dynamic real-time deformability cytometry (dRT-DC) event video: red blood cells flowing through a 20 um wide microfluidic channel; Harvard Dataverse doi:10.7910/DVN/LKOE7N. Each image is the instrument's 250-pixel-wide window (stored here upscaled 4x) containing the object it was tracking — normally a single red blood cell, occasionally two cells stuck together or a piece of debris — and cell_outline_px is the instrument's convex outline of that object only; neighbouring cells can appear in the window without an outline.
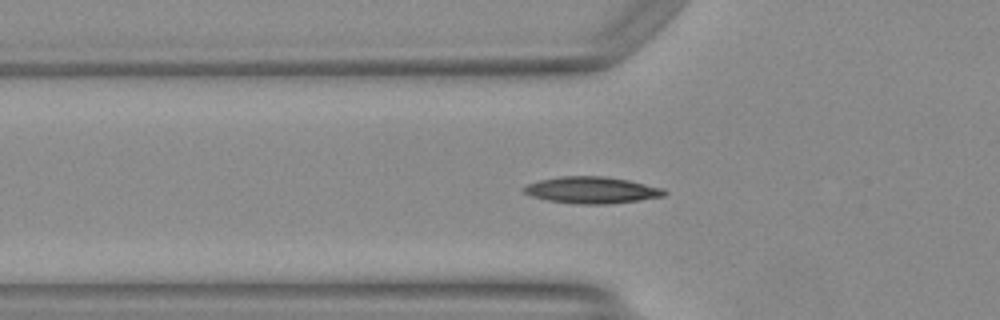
{"species": "Egyptian fruit bat (a non-hibernating species)", "species_latin": "Rousettus aegyptiacus", "temperature_condition": "warm", "stored_images_in_passage": 24, "camera_frame_rate_fps": 3000, "um_per_image_px": 0.085, "animal": {"sex": "female"}, "frame": {"image": 1, "passage_image": 17, "time_ms": 5.333, "image_size_px": [1000, 320], "cell_outline_px": [[668, 192], [664, 196], [640, 200], [608, 204], [576, 204], [548, 200], [532, 196], [524, 192], [524, 188], [528, 184], [540, 180], [560, 176], [604, 176], [628, 180], [664, 188]], "centroid_in_image_um": [50.34, 16.16], "position_along_channel_um": 75.5, "area_um2": 21.73}}
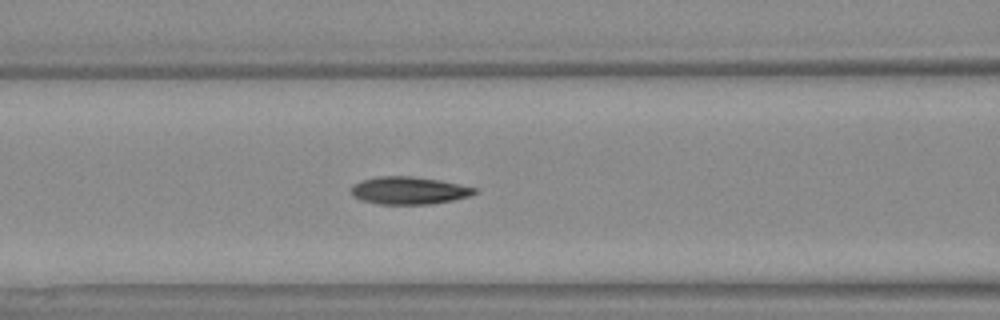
{"frame": {"image": 2, "passage_image": 21, "time_ms": 6.667, "image_size_px": [1000, 320], "cell_outline_px": [[476, 192], [468, 196], [452, 200], [432, 204], [380, 204], [360, 200], [352, 196], [352, 188], [360, 180], [380, 176], [412, 176], [436, 180], [476, 188]], "centroid_in_image_um": [34.71, 16.2], "position_along_channel_um": 131.9, "area_um2": 19.48}}